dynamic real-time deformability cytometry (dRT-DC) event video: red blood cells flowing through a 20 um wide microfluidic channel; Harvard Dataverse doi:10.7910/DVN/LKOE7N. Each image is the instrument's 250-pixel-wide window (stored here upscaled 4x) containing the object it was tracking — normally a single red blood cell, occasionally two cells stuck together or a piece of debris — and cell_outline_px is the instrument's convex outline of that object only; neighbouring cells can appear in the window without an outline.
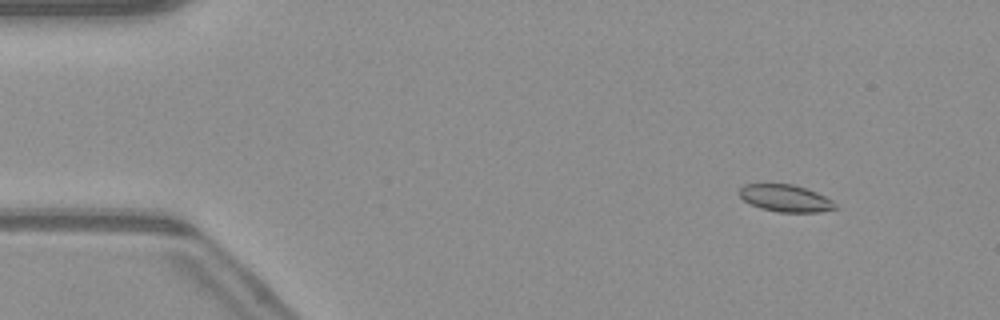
{"species": "common noctule bat (a hibernating species)", "species_latin": "Nyctalus noctula", "temperature_condition": "warm", "stored_images_in_passage": 51, "camera_frame_rate_fps": 3000, "um_per_image_px": 0.085, "animal": {"sex": "male", "body_mass_g": 23.1, "forearm_length_mm": 52.7}, "frame": {"image": 1, "passage_image": 6, "time_ms": 1.667, "image_size_px": [1000, 320], "cell_outline_px": [[840, 208], [820, 212], [780, 212], [760, 208], [744, 200], [740, 196], [740, 188], [744, 184], [792, 184], [816, 192], [832, 200]], "centroid_in_image_um": [66.8, 16.86], "position_along_channel_um": 18.2, "area_um2": 15.03}}
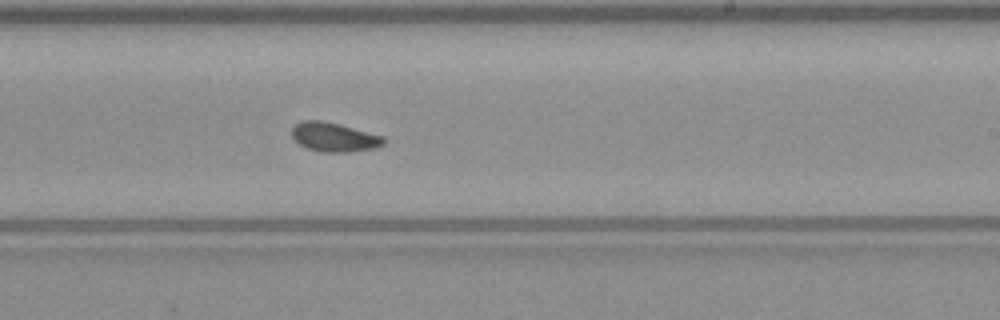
{"frame": {"image": 2, "passage_image": 31, "time_ms": 10.0, "image_size_px": [1000, 320], "cell_outline_px": [[388, 140], [384, 144], [372, 148], [348, 152], [324, 152], [308, 148], [300, 144], [292, 136], [292, 128], [300, 120], [320, 120], [340, 124], [384, 136]], "centroid_in_image_um": [28.42, 11.64], "position_along_channel_um": 260.6, "area_um2": 15.55}}
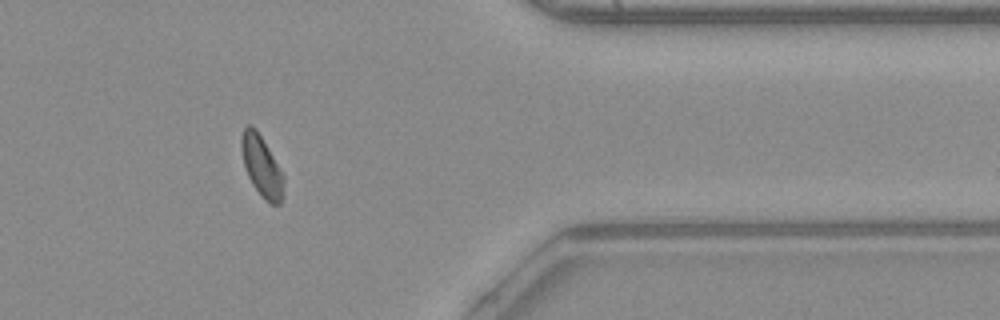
{"frame": {"image": 3, "passage_image": 42, "time_ms": 13.667, "image_size_px": [1000, 320], "cell_outline_px": [[284, 196], [280, 204], [272, 204], [264, 200], [252, 184], [248, 176], [244, 164], [240, 148], [240, 140], [244, 128], [248, 124], [252, 124], [256, 128], [284, 176]], "centroid_in_image_um": [22.24, 14.14], "position_along_channel_um": 389.2, "area_um2": 15.03}, "authors_computed_cell_mechanics": {"area_um2": 15.317, "velocity_mm_per_s": 4.0892, "shape_relaxation_time_tau1_ms": 9.8198, "shape_relaxation_time_tau2_ms": 2.5763, "deformation_change_tau1": 0.1918, "deformation_change_tau2": 0.0541}}